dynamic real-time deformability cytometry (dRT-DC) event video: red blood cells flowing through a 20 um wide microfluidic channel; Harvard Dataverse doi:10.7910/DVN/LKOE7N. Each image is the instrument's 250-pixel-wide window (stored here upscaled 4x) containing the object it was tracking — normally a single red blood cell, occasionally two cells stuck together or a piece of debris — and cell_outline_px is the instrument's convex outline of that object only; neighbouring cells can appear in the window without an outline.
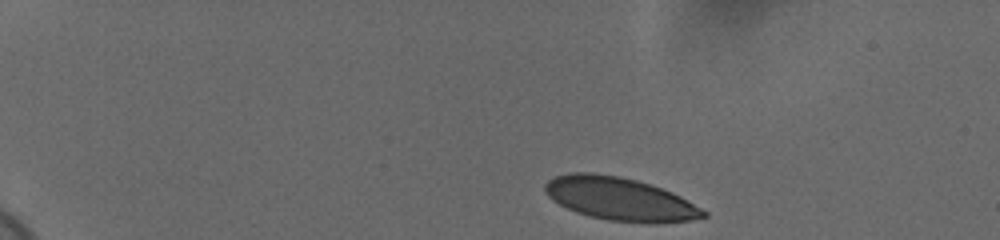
{"species": "human", "species_latin": "Homo sapiens", "temperature_condition": "cold", "stored_images_in_passage": 38, "camera_frame_rate_fps": 3000, "um_per_image_px": 0.085, "donor": {"sex": "female"}, "frame": {"image": 1, "passage_image": 1, "time_ms": 0.0, "image_size_px": [1000, 240], "cell_outline_px": [[708, 216], [692, 220], [608, 220], [588, 216], [576, 212], [552, 200], [548, 196], [544, 188], [544, 184], [548, 180], [556, 176], [572, 172], [592, 172], [620, 176], [636, 180], [672, 192], [680, 196], [708, 212]], "centroid_in_image_um": [52.61, 16.86], "position_along_channel_um": 32.4, "area_um2": 38.61}}
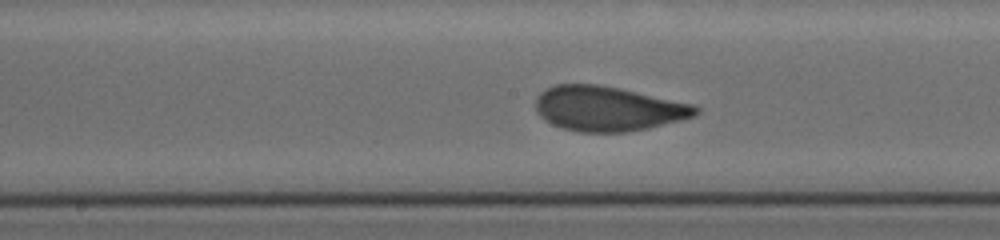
{"frame": {"image": 2, "passage_image": 21, "time_ms": 6.667, "image_size_px": [1000, 240], "cell_outline_px": [[700, 112], [696, 116], [648, 128], [628, 132], [580, 132], [560, 128], [544, 120], [536, 112], [536, 96], [540, 92], [556, 84], [600, 84], [620, 88], [692, 104], [700, 108]], "centroid_in_image_um": [51.66, 9.24], "position_along_channel_um": 196.5, "area_um2": 41.91}}
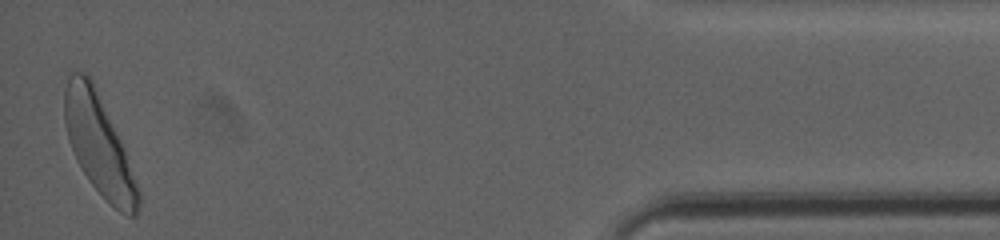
{"frame": {"image": 3, "passage_image": 38, "time_ms": 12.333, "image_size_px": [1000, 240], "cell_outline_px": [[140, 204], [136, 216], [128, 216], [120, 212], [88, 180], [80, 168], [76, 160], [68, 140], [64, 124], [64, 88], [68, 72], [88, 72], [92, 80], [124, 148], [140, 192]], "centroid_in_image_um": [8.37, 12.27], "position_along_channel_um": 426.8, "area_um2": 42.6}, "authors_computed_cell_mechanics": {"area_um2": 40.749, "velocity_mm_per_s": 3.6421, "shape_relaxation_time_tau1_ms": 3.6287, "shape_relaxation_time_tau2_ms": null, "deformation_change_tau1": 0.1418, "deformation_change_tau2": null}}